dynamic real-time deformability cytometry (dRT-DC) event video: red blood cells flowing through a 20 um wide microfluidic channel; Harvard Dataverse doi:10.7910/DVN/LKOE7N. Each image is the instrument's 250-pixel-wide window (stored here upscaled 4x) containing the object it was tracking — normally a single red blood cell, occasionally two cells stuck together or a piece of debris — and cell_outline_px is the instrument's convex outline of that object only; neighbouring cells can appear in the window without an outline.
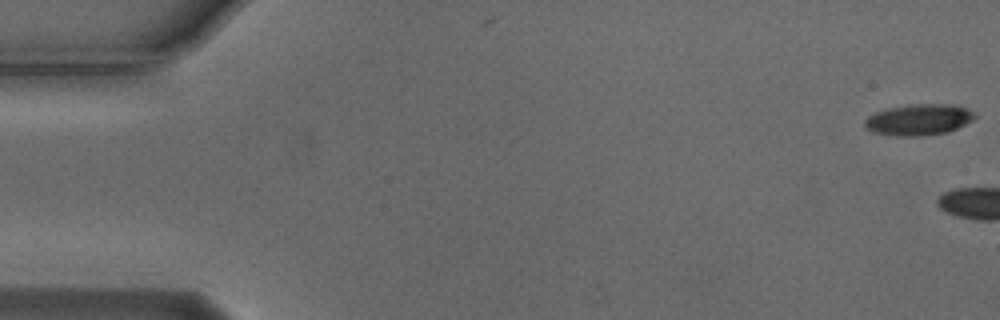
{"species": "Egyptian fruit bat (a non-hibernating species)", "species_latin": "Rousettus aegyptiacus", "temperature_condition": "cold", "stored_images_in_passage": 3, "camera_frame_rate_fps": 3000, "um_per_image_px": 0.085, "animal": {"sex": "male"}, "frame": {"image": 1, "passage_image": 1, "time_ms": 0.0, "image_size_px": [1000, 320], "cell_outline_px": [[976, 116], [972, 120], [948, 132], [920, 136], [896, 136], [872, 132], [864, 128], [864, 120], [868, 116], [876, 112], [888, 108], [912, 104], [952, 104], [964, 108], [972, 112]], "centroid_in_image_um": [78.04, 10.18], "position_along_channel_um": 7.0, "area_um2": 19.88}}